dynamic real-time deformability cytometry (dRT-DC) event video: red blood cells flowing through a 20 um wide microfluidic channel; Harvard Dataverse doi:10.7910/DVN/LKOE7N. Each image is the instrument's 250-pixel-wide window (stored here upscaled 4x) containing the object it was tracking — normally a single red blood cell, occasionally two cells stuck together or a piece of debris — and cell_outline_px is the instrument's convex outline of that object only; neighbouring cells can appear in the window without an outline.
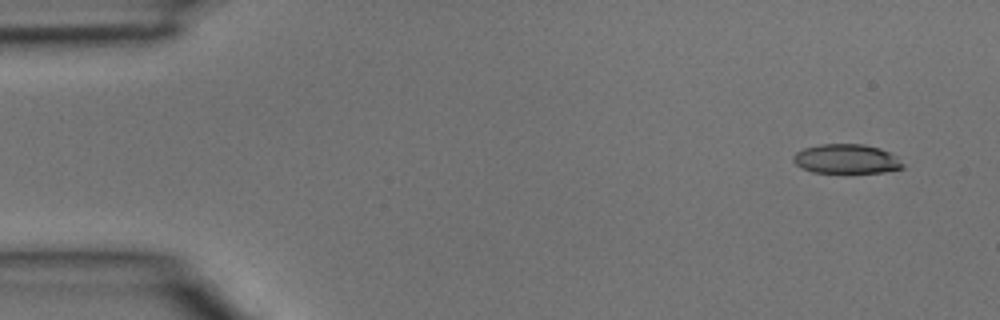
{"species": "common noctule bat (a hibernating species)", "species_latin": "Nyctalus noctula", "temperature_condition": "room temperature", "stored_images_in_passage": 4, "camera_frame_rate_fps": 3000, "um_per_image_px": 0.085, "animal": {"sex": "male", "body_mass_g": 15.6}, "frame": {"image": 1, "passage_image": 1, "time_ms": 0.0, "image_size_px": [1000, 320], "cell_outline_px": [[904, 168], [884, 172], [812, 172], [800, 168], [792, 160], [792, 156], [796, 152], [804, 148], [820, 144], [864, 144], [880, 148], [896, 156], [904, 164]], "centroid_in_image_um": [71.93, 13.5], "position_along_channel_um": 13.1, "area_um2": 18.79}}
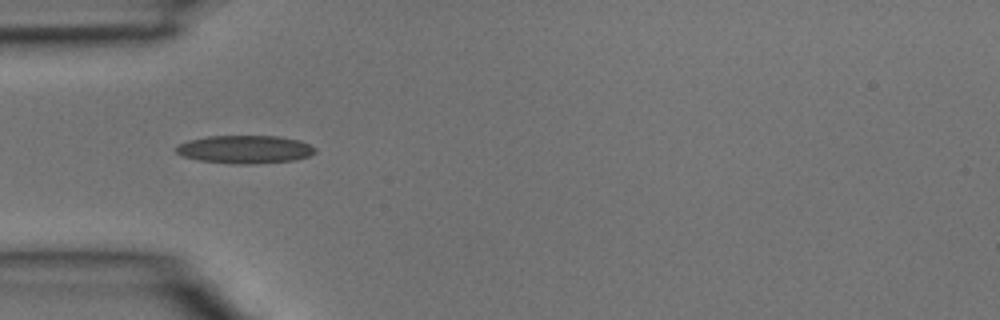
{"frame": {"image": 2, "passage_image": 3, "time_ms": 0.667, "image_size_px": [1000, 320], "cell_outline_px": [[316, 152], [308, 156], [296, 160], [252, 164], [228, 164], [200, 160], [184, 156], [176, 152], [176, 144], [188, 140], [208, 136], [276, 136], [300, 140], [316, 148]], "centroid_in_image_um": [20.82, 12.7], "position_along_channel_um": 64.2, "area_um2": 22.83}}